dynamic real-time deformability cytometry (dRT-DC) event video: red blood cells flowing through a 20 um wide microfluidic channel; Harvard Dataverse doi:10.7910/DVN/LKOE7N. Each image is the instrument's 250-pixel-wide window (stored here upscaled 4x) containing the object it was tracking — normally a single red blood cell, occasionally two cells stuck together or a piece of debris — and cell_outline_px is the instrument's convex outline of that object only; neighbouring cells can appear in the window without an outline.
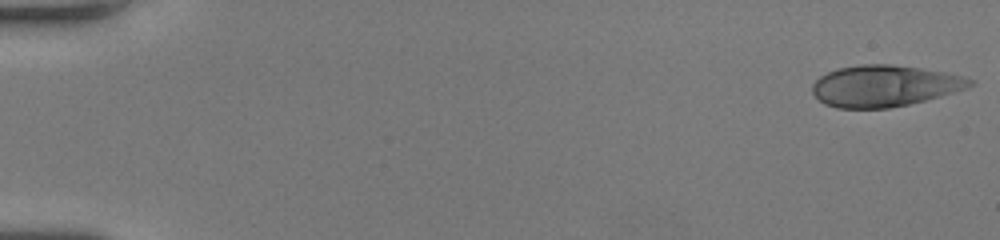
{"species": "human", "species_latin": "Homo sapiens", "temperature_condition": "room temperature", "stored_images_in_passage": 52, "camera_frame_rate_fps": 3000, "um_per_image_px": 0.085, "donor": {"sex": "female"}, "frame": {"image": 1, "passage_image": 1, "time_ms": 0.0, "image_size_px": [1000, 240], "cell_outline_px": [[976, 84], [968, 88], [940, 96], [908, 104], [888, 108], [836, 108], [824, 104], [812, 92], [812, 84], [820, 76], [828, 72], [840, 68], [860, 64], [892, 64], [920, 68], [944, 72], [960, 76], [972, 80]], "centroid_in_image_um": [75.16, 7.3], "position_along_channel_um": 9.8, "area_um2": 37.8}}
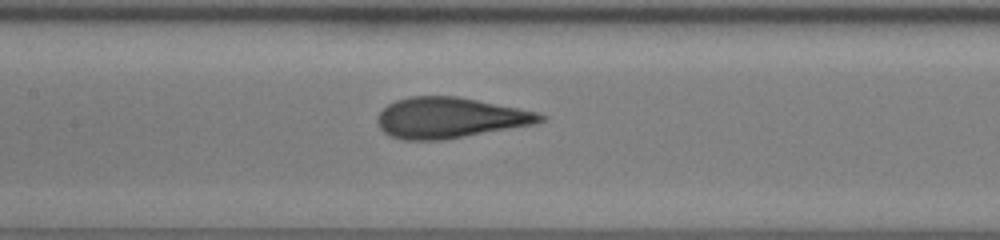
{"frame": {"image": 2, "passage_image": 26, "time_ms": 8.333, "image_size_px": [1000, 240], "cell_outline_px": [[548, 116], [544, 120], [536, 124], [444, 140], [400, 140], [388, 136], [380, 128], [376, 120], [380, 112], [388, 104], [396, 100], [412, 96], [456, 96], [536, 112]], "centroid_in_image_um": [38.21, 10.03], "position_along_channel_um": 169.2, "area_um2": 38.55}}
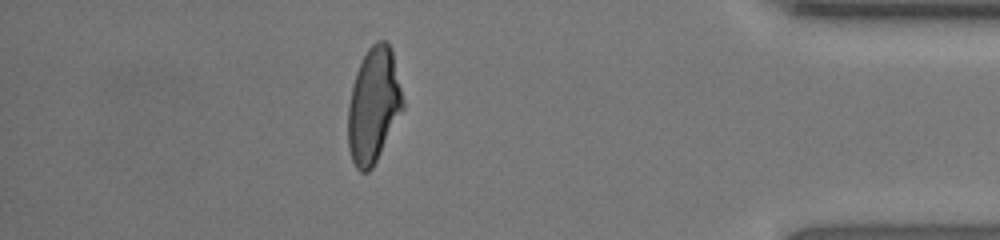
{"frame": {"image": 3, "passage_image": 46, "time_ms": 15.0, "image_size_px": [1000, 240], "cell_outline_px": [[404, 108], [372, 168], [368, 172], [360, 172], [356, 168], [352, 160], [348, 148], [348, 104], [352, 84], [356, 72], [368, 48], [376, 40], [384, 40], [392, 48], [404, 100]], "centroid_in_image_um": [31.75, 8.94], "position_along_channel_um": 403.4, "area_um2": 36.88}, "authors_computed_cell_mechanics": {"area_um2": 38.0902, "velocity_mm_per_s": 4.0611, "shape_relaxation_time_tau1_ms": 3.6351, "shape_relaxation_time_tau2_ms": 0.6876, "deformation_change_tau1": 0.1743, "deformation_change_tau2": 0.0581}}